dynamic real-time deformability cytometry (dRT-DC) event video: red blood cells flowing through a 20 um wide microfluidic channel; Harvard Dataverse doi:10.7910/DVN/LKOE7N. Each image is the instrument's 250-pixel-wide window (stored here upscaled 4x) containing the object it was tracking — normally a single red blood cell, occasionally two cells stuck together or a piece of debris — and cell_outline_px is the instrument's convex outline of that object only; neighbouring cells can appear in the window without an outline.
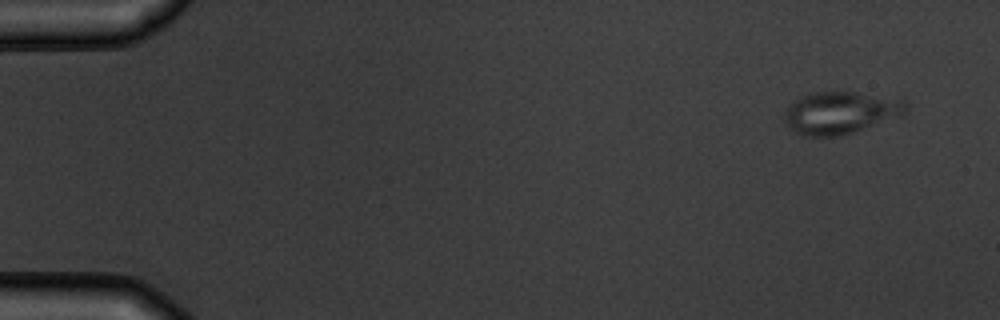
{"species": "common noctule bat (a hibernating species)", "species_latin": "Nyctalus noctula", "temperature_condition": "warm", "stored_images_in_passage": 6, "camera_frame_rate_fps": 3000, "um_per_image_px": 0.085, "animal": {"sex": "male", "body_mass_g": 19.5, "forearm_length_mm": 54.6}, "frame": {"image": 1, "passage_image": 1, "time_ms": 0.0, "image_size_px": [1000, 320], "cell_outline_px": [[908, 108], [904, 116], [852, 132], [836, 136], [804, 136], [796, 132], [784, 120], [784, 116], [788, 108], [800, 96], [808, 92], [856, 92], [904, 96], [908, 104]], "centroid_in_image_um": [71.59, 9.54], "position_along_channel_um": 13.4, "area_um2": 30.52}}